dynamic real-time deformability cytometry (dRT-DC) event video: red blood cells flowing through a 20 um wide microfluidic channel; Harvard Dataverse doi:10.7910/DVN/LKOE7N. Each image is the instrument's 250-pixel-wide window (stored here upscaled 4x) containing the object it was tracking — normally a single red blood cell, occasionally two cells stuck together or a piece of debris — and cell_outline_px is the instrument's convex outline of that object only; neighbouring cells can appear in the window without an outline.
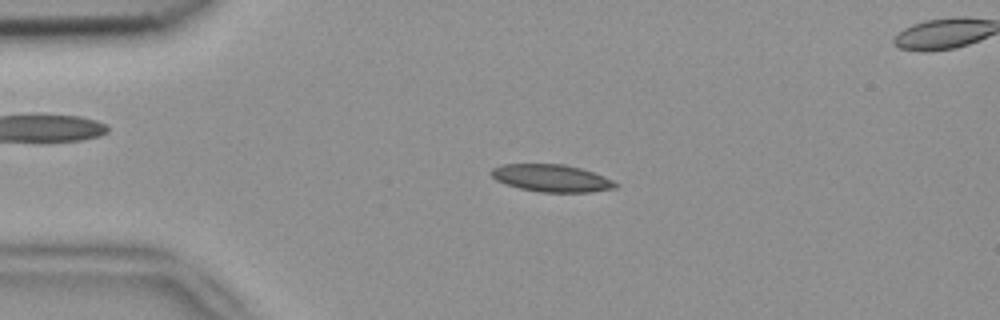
{"species": "common noctule bat (a hibernating species)", "species_latin": "Nyctalus noctula", "temperature_condition": "room temperature", "stored_images_in_passage": 4, "camera_frame_rate_fps": 3000, "um_per_image_px": 0.085, "animal": {"sex": "female", "body_mass_g": 18.4}, "frame": {"image": 1, "passage_image": 2, "time_ms": 0.333, "image_size_px": [1000, 320], "cell_outline_px": [[616, 188], [588, 192], [540, 192], [520, 188], [504, 184], [496, 180], [488, 172], [492, 168], [500, 164], [564, 164], [580, 168], [604, 176], [612, 180], [616, 184]], "centroid_in_image_um": [46.82, 15.13], "position_along_channel_um": 38.2, "area_um2": 19.77}}